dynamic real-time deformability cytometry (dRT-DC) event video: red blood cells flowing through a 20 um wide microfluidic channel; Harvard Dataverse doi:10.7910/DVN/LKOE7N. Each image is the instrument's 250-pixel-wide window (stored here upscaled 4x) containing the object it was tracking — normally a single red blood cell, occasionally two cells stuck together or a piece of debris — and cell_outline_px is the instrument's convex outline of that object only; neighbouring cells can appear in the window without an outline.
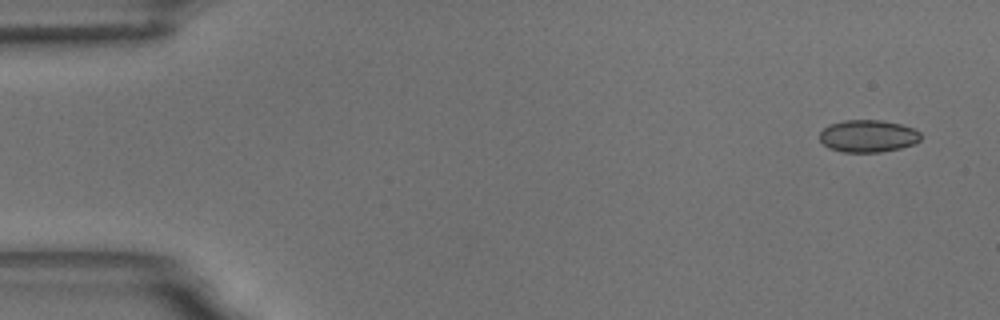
{"species": "common noctule bat (a hibernating species)", "species_latin": "Nyctalus noctula", "temperature_condition": "room temperature", "stored_images_in_passage": 5, "camera_frame_rate_fps": 3000, "um_per_image_px": 0.085, "animal": {"sex": "male", "body_mass_g": 18.8}, "frame": {"image": 1, "passage_image": 1, "time_ms": 0.0, "image_size_px": [1000, 320], "cell_outline_px": [[920, 140], [912, 144], [900, 148], [880, 152], [844, 152], [828, 148], [820, 140], [820, 132], [828, 124], [844, 120], [884, 120], [900, 124], [912, 128], [920, 132]], "centroid_in_image_um": [73.75, 11.56], "position_along_channel_um": 11.2, "area_um2": 19.02}}
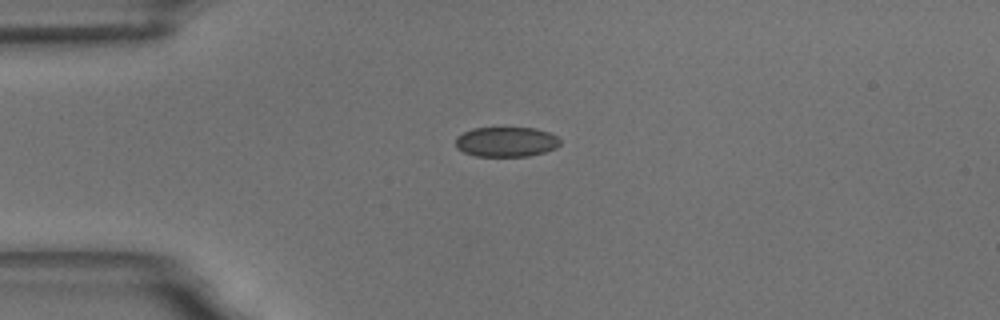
{"frame": {"image": 2, "passage_image": 4, "time_ms": 3.667, "image_size_px": [1000, 320], "cell_outline_px": [[560, 144], [556, 148], [544, 152], [528, 156], [476, 156], [464, 152], [456, 148], [456, 136], [472, 128], [536, 128], [548, 132], [556, 136], [560, 140]], "centroid_in_image_um": [43.02, 12.05], "position_along_channel_um": 42.0, "area_um2": 18.21}}